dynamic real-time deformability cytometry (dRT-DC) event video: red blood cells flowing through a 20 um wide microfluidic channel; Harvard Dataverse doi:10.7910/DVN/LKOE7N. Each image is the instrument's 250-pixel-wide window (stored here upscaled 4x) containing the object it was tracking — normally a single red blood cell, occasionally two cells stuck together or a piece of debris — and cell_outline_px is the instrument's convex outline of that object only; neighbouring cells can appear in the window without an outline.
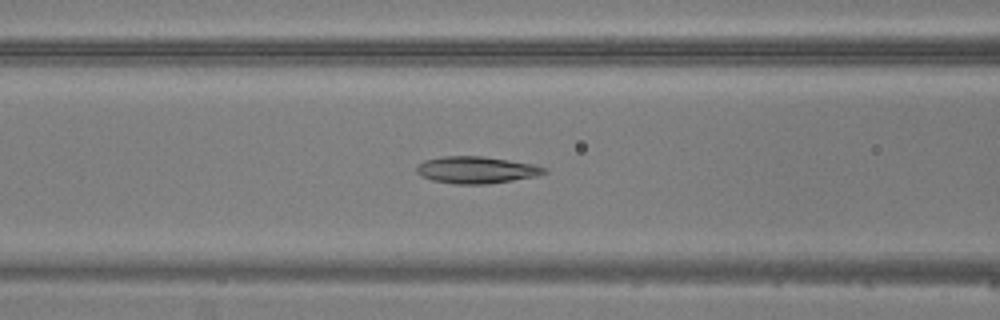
{"species": "common noctule bat (a hibernating species)", "species_latin": "Nyctalus noctula", "temperature_condition": "warm", "stored_images_in_passage": 42, "camera_frame_rate_fps": 3000, "um_per_image_px": 0.085, "animal": {"sex": "male", "body_mass_g": 20.5, "forearm_length_mm": 52.5}, "frame": {"image": 1, "passage_image": 19, "time_ms": 6.0, "image_size_px": [1000, 320], "cell_outline_px": [[548, 172], [536, 176], [488, 184], [456, 184], [432, 180], [416, 172], [416, 164], [424, 160], [444, 156], [484, 156], [532, 164], [548, 168]], "centroid_in_image_um": [40.49, 14.44], "position_along_channel_um": 126.1, "area_um2": 20.0}}
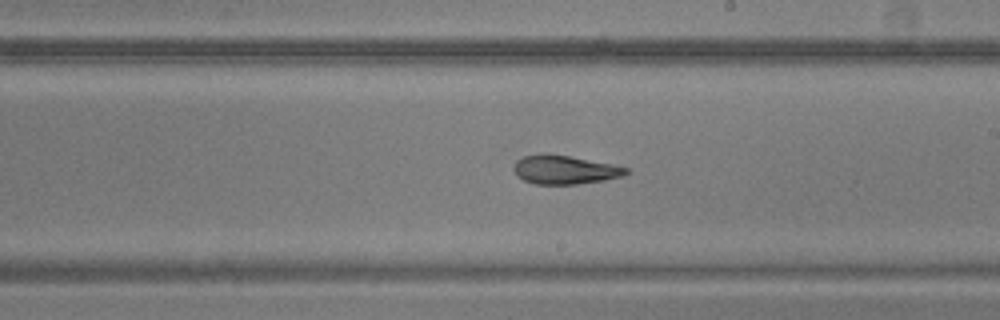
{"frame": {"image": 2, "passage_image": 27, "time_ms": 8.667, "image_size_px": [1000, 320], "cell_outline_px": [[632, 172], [624, 176], [604, 180], [576, 184], [536, 184], [524, 180], [516, 176], [512, 168], [516, 160], [524, 156], [540, 152], [544, 152], [568, 156], [612, 164], [628, 168]], "centroid_in_image_um": [47.98, 14.41], "position_along_channel_um": 241.0, "area_um2": 19.07}}
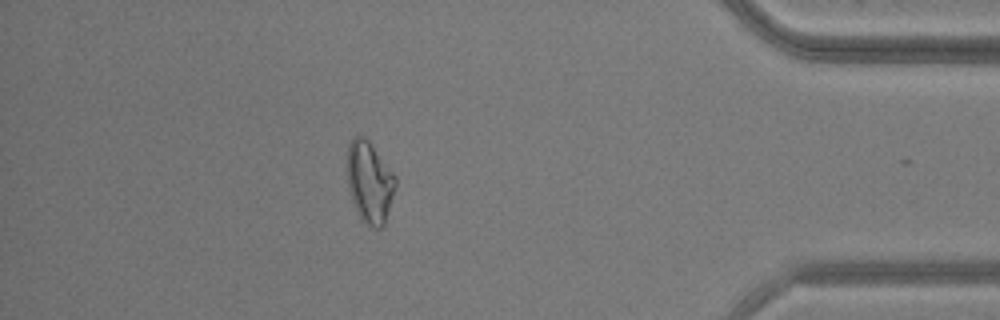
{"frame": {"image": 3, "passage_image": 41, "time_ms": 13.333, "image_size_px": [1000, 320], "cell_outline_px": [[396, 184], [384, 228], [376, 228], [360, 220], [352, 200], [348, 188], [348, 144], [352, 136], [364, 136], [372, 144], [396, 176]], "centroid_in_image_um": [31.42, 15.48], "position_along_channel_um": 403.8, "area_um2": 23.0}}